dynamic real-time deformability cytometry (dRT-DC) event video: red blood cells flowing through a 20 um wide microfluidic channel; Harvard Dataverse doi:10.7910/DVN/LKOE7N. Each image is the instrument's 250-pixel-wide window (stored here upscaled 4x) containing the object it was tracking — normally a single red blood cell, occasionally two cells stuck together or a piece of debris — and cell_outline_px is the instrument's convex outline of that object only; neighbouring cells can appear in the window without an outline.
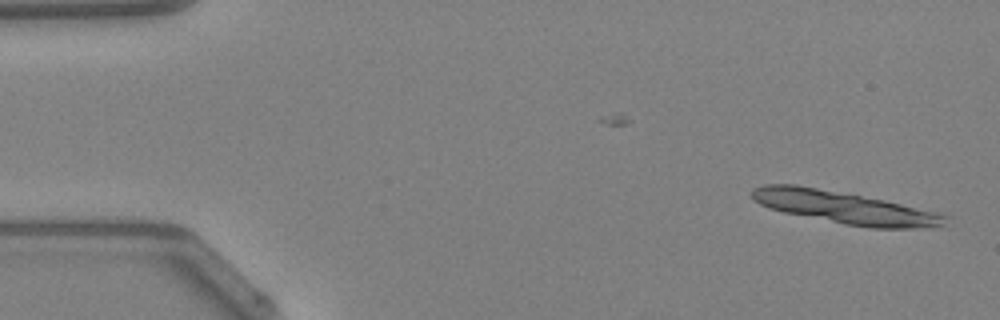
{"species": "Egyptian fruit bat (a non-hibernating species)", "species_latin": "Rousettus aegyptiacus", "temperature_condition": "warm", "stored_images_in_passage": 11, "camera_frame_rate_fps": 3000, "um_per_image_px": 0.085, "animal": {"sex": "female"}, "frame": {"image": 1, "passage_image": 1, "time_ms": 0.0, "image_size_px": [1000, 320], "cell_outline_px": [[948, 216], [940, 224], [912, 228], [872, 228], [848, 224], [784, 212], [760, 204], [752, 196], [752, 188], [768, 184], [796, 184], [860, 196], [900, 204]], "centroid_in_image_um": [71.65, 17.62], "position_along_channel_um": 13.3, "area_um2": 34.74}}